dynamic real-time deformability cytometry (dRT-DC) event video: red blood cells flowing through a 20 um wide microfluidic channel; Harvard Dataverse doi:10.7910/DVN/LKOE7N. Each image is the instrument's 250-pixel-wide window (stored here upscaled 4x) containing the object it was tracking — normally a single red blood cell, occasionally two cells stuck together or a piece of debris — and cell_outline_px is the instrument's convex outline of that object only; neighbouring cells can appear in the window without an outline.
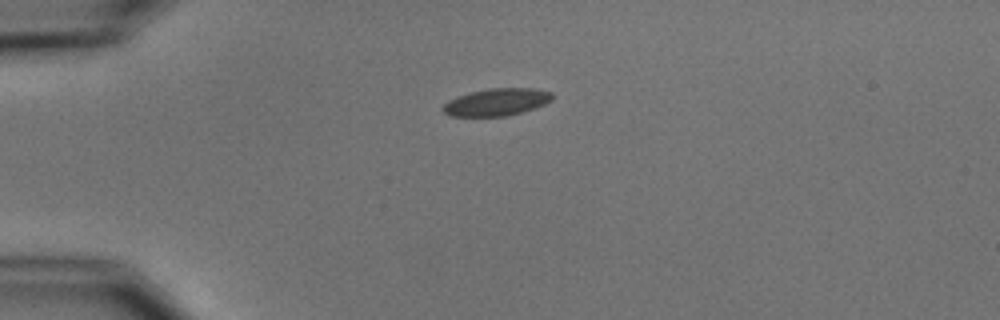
{"species": "common noctule bat (a hibernating species)", "species_latin": "Nyctalus noctula", "temperature_condition": "cold", "stored_images_in_passage": 2, "camera_frame_rate_fps": 3000, "um_per_image_px": 0.085, "animal": {"sex": "male", "body_mass_g": 15.6}, "frame": {"image": 1, "passage_image": 2, "time_ms": 1.333, "image_size_px": [1000, 320], "cell_outline_px": [[552, 100], [536, 108], [504, 116], [452, 116], [444, 112], [440, 108], [448, 100], [456, 96], [468, 92], [488, 88], [536, 88], [552, 92]], "centroid_in_image_um": [42.19, 8.66], "position_along_channel_um": 42.8, "area_um2": 17.51}}